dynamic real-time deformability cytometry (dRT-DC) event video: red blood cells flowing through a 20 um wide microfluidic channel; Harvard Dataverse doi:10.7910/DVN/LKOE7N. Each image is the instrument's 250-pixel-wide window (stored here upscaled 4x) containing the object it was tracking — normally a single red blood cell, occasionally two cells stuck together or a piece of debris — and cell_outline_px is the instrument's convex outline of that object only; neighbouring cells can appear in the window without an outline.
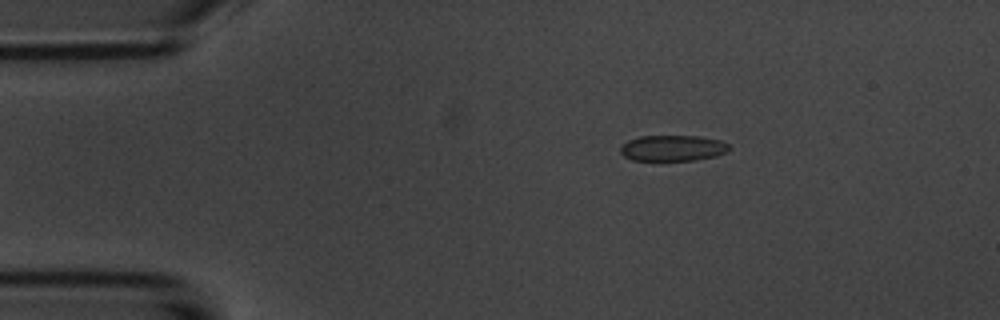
{"species": "common noctule bat (a hibernating species)", "species_latin": "Nyctalus noctula", "temperature_condition": "room temperature", "stored_images_in_passage": 6, "camera_frame_rate_fps": 3000, "um_per_image_px": 0.085, "animal": {"sex": "male", "body_mass_g": 20.1, "forearm_length_mm": 53.5}, "frame": {"image": 1, "passage_image": 3, "time_ms": 3.0, "image_size_px": [1000, 320], "cell_outline_px": [[732, 148], [728, 152], [716, 156], [696, 160], [632, 160], [624, 156], [620, 152], [620, 148], [628, 140], [640, 136], [700, 136], [720, 140], [728, 144]], "centroid_in_image_um": [57.22, 12.59], "position_along_channel_um": 27.8, "area_um2": 16.47}}
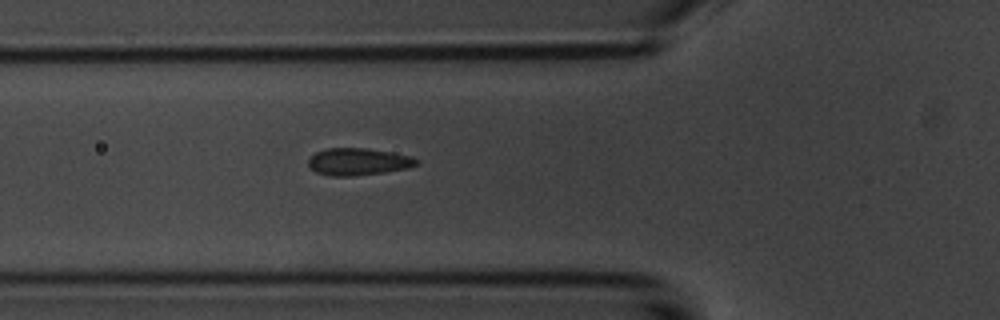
{"frame": {"image": 2, "passage_image": 6, "time_ms": 6.333, "image_size_px": [1000, 320], "cell_outline_px": [[420, 160], [416, 164], [408, 168], [384, 172], [352, 176], [332, 176], [316, 172], [308, 164], [308, 156], [324, 148], [368, 148], [392, 152], [412, 156]], "centroid_in_image_um": [30.44, 13.73], "position_along_channel_um": 95.4, "area_um2": 17.22}}